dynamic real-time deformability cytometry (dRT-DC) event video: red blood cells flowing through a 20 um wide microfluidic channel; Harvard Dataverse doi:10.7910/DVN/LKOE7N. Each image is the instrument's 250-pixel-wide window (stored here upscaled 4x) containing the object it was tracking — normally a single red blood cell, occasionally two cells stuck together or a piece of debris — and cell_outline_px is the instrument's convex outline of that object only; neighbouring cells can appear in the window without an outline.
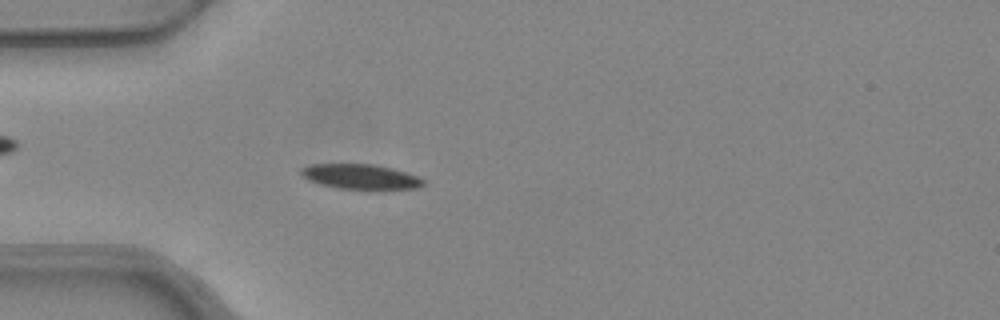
{"species": "common noctule bat (a hibernating species)", "species_latin": "Nyctalus noctula", "temperature_condition": "warm", "stored_images_in_passage": 52, "camera_frame_rate_fps": 3000, "um_per_image_px": 0.085, "animal": {"sex": "female", "body_mass_g": 24.6, "forearm_length_mm": 56.2}, "frame": {"image": 1, "passage_image": 15, "time_ms": 4.667, "image_size_px": [1000, 320], "cell_outline_px": [[424, 184], [416, 188], [368, 192], [336, 188], [320, 184], [308, 180], [300, 176], [300, 168], [308, 164], [376, 164], [392, 168], [416, 176], [424, 180]], "centroid_in_image_um": [30.62, 15.06], "position_along_channel_um": 54.4, "area_um2": 18.67}}
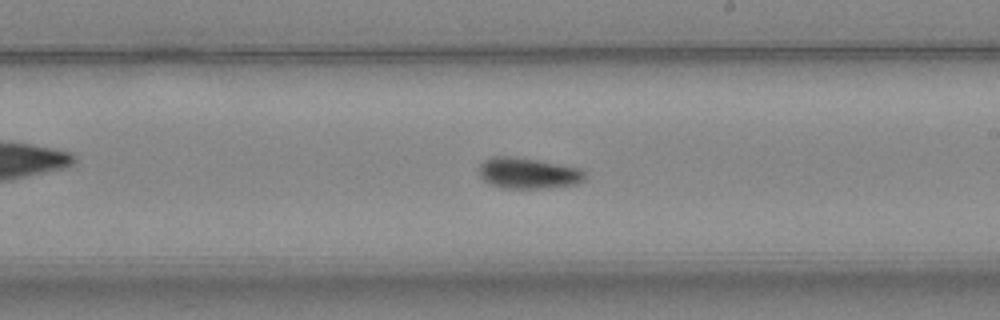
{"frame": {"image": 2, "passage_image": 30, "time_ms": 9.667, "image_size_px": [1000, 320], "cell_outline_px": [[588, 176], [580, 184], [544, 188], [500, 188], [488, 184], [480, 176], [480, 164], [484, 160], [492, 156], [512, 156], [564, 164], [584, 168]], "centroid_in_image_um": [44.97, 14.72], "position_along_channel_um": 244.0, "area_um2": 19.65}}
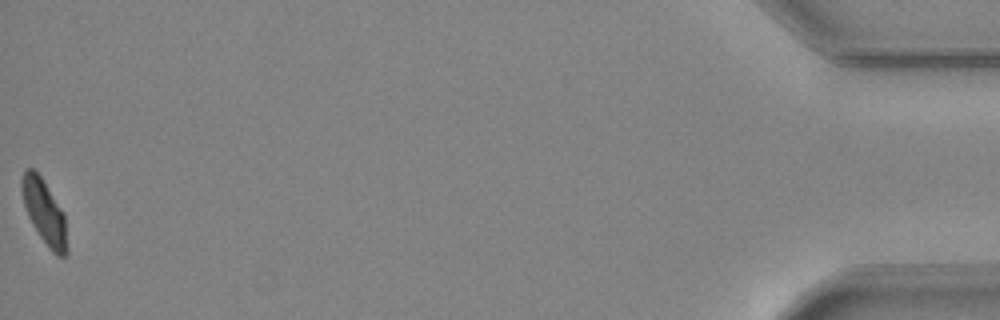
{"frame": {"image": 3, "passage_image": 52, "time_ms": 17.0, "image_size_px": [1000, 320], "cell_outline_px": [[68, 252], [64, 256], [56, 256], [48, 248], [32, 224], [28, 216], [24, 204], [20, 188], [20, 180], [24, 172], [28, 168], [32, 168], [40, 176], [64, 212], [68, 248]], "centroid_in_image_um": [3.77, 18.05], "position_along_channel_um": 431.4, "area_um2": 16.99}, "authors_computed_cell_mechanics": {"area_um2": 18.1492, "velocity_mm_per_s": 3.9396, "shape_relaxation_time_tau1_ms": 6.171, "shape_relaxation_time_tau2_ms": 4.9459, "deformation_change_tau1": 0.1706, "deformation_change_tau2": 0.088}}